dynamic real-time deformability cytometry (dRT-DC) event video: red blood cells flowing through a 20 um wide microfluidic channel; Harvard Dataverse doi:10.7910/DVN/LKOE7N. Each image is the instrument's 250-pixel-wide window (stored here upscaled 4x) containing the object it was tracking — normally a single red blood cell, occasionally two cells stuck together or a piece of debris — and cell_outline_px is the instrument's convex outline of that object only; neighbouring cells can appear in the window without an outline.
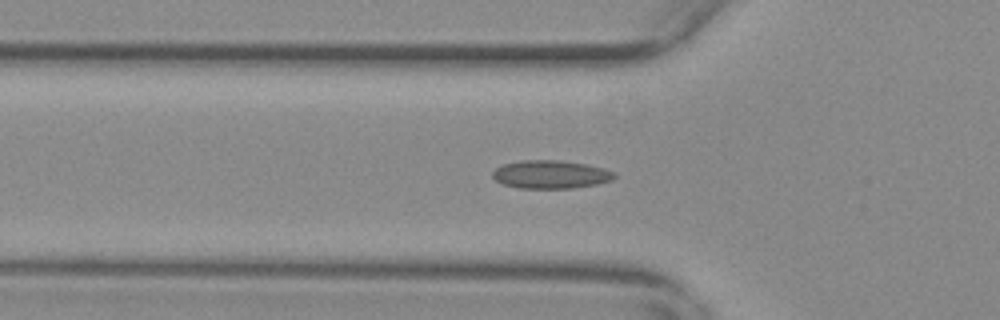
{"species": "common noctule bat (a hibernating species)", "species_latin": "Nyctalus noctula", "temperature_condition": "warm", "stored_images_in_passage": 57, "camera_frame_rate_fps": 3000, "um_per_image_px": 0.085, "animal": {"sex": "female", "body_mass_g": 29.2, "forearm_length_mm": 56.3}, "frame": {"image": 1, "passage_image": 19, "time_ms": 6.0, "image_size_px": [1000, 320], "cell_outline_px": [[616, 176], [612, 180], [596, 184], [572, 188], [520, 188], [504, 184], [496, 180], [492, 176], [492, 172], [496, 168], [504, 164], [524, 160], [560, 160], [584, 164], [604, 168], [616, 172]], "centroid_in_image_um": [46.83, 14.82], "position_along_channel_um": 79.0, "area_um2": 19.88}}
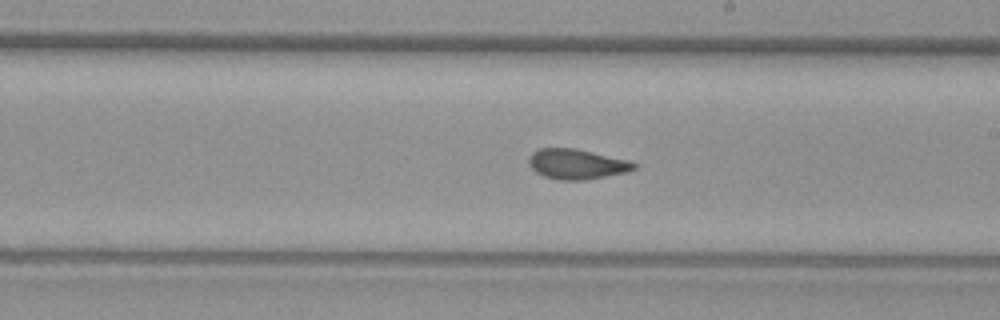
{"frame": {"image": 2, "passage_image": 32, "time_ms": 10.333, "image_size_px": [1000, 320], "cell_outline_px": [[636, 168], [624, 172], [584, 180], [560, 180], [544, 176], [536, 172], [528, 164], [528, 160], [532, 152], [540, 148], [576, 148], [628, 160], [636, 164]], "centroid_in_image_um": [48.98, 13.94], "position_along_channel_um": 240.0, "area_um2": 18.26}}
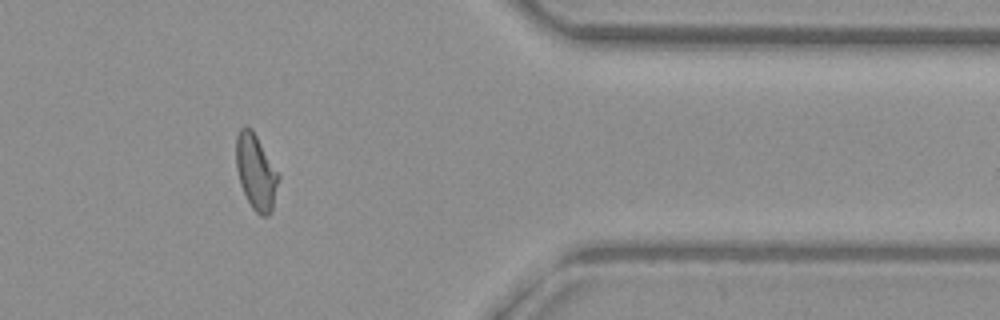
{"frame": {"image": 3, "passage_image": 46, "time_ms": 15.0, "image_size_px": [1000, 320], "cell_outline_px": [[280, 176], [272, 208], [268, 216], [260, 216], [252, 208], [240, 184], [236, 168], [236, 136], [240, 128], [244, 124], [252, 128]], "centroid_in_image_um": [21.74, 14.58], "position_along_channel_um": 389.7, "area_um2": 18.55}, "authors_computed_cell_mechanics": {"area_um2": 18.6116, "velocity_mm_per_s": 3.6946, "shape_relaxation_time_tau1_ms": null, "shape_relaxation_time_tau2_ms": 1.9835, "deformation_change_tau1": null, "deformation_change_tau2": 0.0624}}